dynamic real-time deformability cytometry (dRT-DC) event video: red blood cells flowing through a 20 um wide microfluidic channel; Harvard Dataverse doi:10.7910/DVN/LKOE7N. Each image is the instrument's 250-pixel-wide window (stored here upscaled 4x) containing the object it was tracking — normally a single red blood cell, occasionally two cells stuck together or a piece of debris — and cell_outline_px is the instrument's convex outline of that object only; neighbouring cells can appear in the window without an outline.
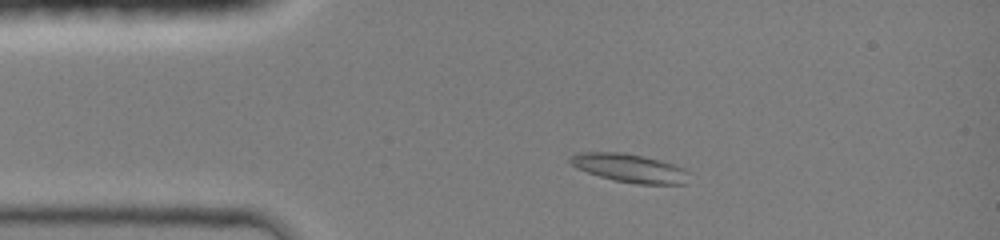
{"species": "common noctule bat (a hibernating species)", "species_latin": "Nyctalus noctula", "temperature_condition": "room temperature", "stored_images_in_passage": 6, "camera_frame_rate_fps": 3000, "um_per_image_px": 0.085, "animal": {"sex": "female", "body_mass_g": 19.0, "forearm_length_mm": 51.5}, "frame": {"image": 1, "passage_image": 4, "time_ms": 2.0, "image_size_px": [1000, 240], "cell_outline_px": [[688, 184], [636, 184], [616, 180], [600, 176], [576, 168], [568, 160], [568, 156], [576, 152], [620, 152], [644, 156], [676, 164], [684, 168], [688, 172]], "centroid_in_image_um": [53.53, 14.28], "position_along_channel_um": 31.5, "area_um2": 19.88}}